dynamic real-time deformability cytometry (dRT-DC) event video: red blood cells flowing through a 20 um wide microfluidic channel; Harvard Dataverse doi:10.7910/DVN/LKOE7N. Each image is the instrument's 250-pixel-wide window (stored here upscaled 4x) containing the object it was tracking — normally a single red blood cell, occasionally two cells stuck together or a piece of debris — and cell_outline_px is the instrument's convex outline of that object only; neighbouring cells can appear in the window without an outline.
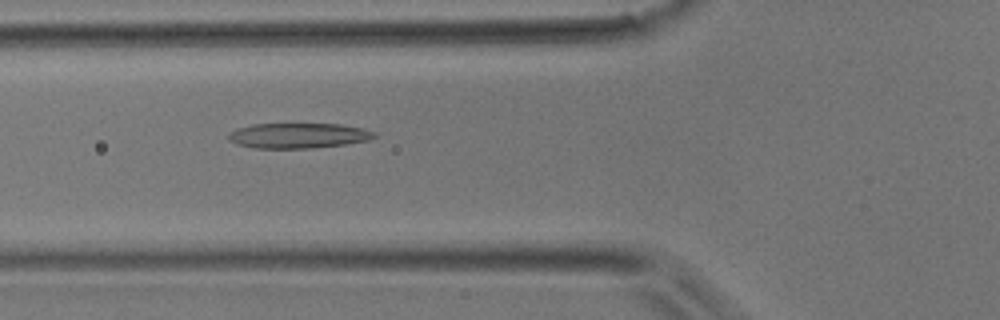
{"species": "common noctule bat (a hibernating species)", "species_latin": "Nyctalus noctula", "temperature_condition": "room temperature", "stored_images_in_passage": 42, "camera_frame_rate_fps": 3000, "um_per_image_px": 0.085, "animal": {"sex": "male", "body_mass_g": 17.9}, "frame": {"image": 1, "passage_image": 16, "time_ms": 5.0, "image_size_px": [1000, 320], "cell_outline_px": [[376, 136], [368, 140], [344, 144], [312, 148], [252, 148], [236, 144], [228, 140], [228, 136], [236, 128], [252, 124], [340, 124], [364, 128], [376, 132]], "centroid_in_image_um": [25.35, 11.52], "position_along_channel_um": 100.5, "area_um2": 21.44}}
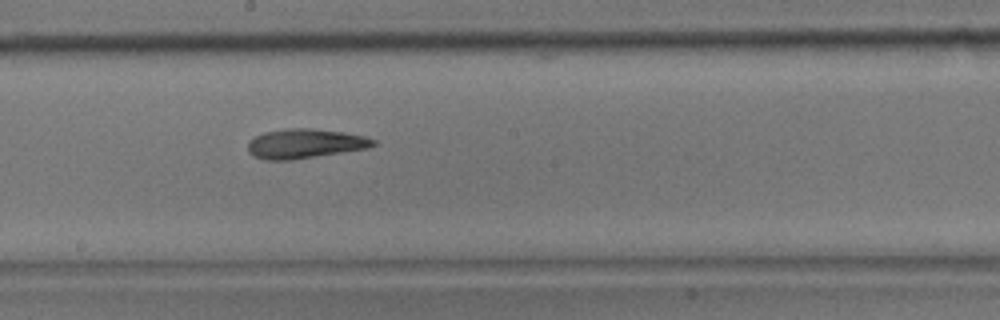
{"frame": {"image": 2, "passage_image": 24, "time_ms": 7.667, "image_size_px": [1000, 320], "cell_outline_px": [[376, 144], [368, 148], [292, 160], [264, 160], [252, 156], [248, 152], [248, 140], [264, 132], [288, 128], [308, 128], [344, 132], [364, 136], [376, 140]], "centroid_in_image_um": [25.89, 12.21], "position_along_channel_um": 222.3, "area_um2": 21.62}}
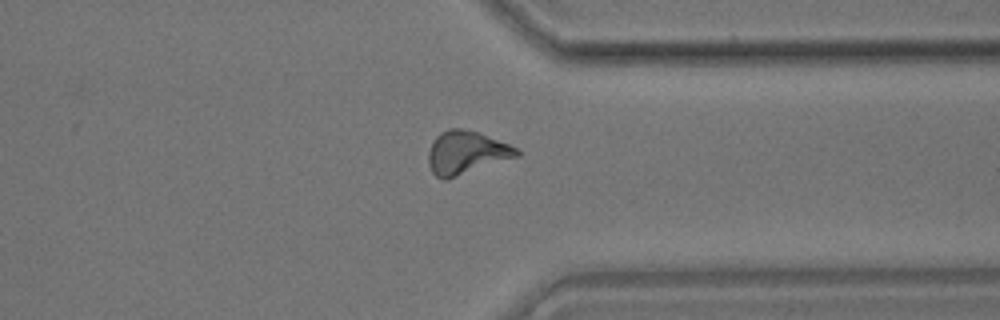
{"frame": {"image": 3, "passage_image": 34, "time_ms": 11.0, "image_size_px": [1000, 320], "cell_outline_px": [[520, 156], [448, 180], [444, 180], [436, 176], [432, 172], [428, 164], [428, 152], [432, 140], [440, 132], [448, 128], [460, 128], [480, 132], [508, 144], [516, 148], [520, 152]], "centroid_in_image_um": [39.61, 12.98], "position_along_channel_um": 371.8, "area_um2": 22.6}}